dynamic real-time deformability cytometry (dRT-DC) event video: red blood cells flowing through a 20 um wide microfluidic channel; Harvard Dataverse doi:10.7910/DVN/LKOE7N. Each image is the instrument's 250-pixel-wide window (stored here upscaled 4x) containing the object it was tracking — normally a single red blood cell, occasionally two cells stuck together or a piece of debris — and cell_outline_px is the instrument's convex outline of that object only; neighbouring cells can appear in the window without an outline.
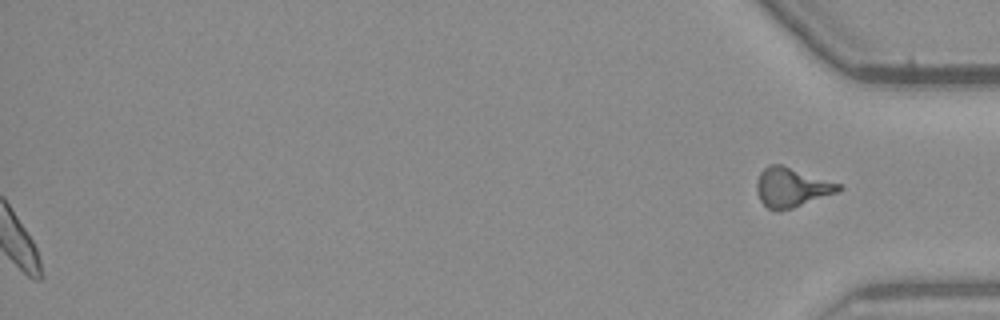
{"species": "common noctule bat (a hibernating species)", "species_latin": "Nyctalus noctula", "temperature_condition": "warm", "stored_images_in_passage": 40, "camera_frame_rate_fps": 3000, "um_per_image_px": 0.085, "animal": {"sex": "male", "body_mass_g": 23.1, "forearm_length_mm": 52.7}, "frame": {"image": 1, "passage_image": 40, "time_ms": 13.0, "image_size_px": [1000, 320], "cell_outline_px": [[844, 188], [836, 192], [792, 208], [780, 212], [776, 212], [768, 208], [760, 200], [756, 188], [756, 180], [760, 172], [768, 164], [780, 164], [844, 184]], "centroid_in_image_um": [67.28, 15.92], "position_along_channel_um": 367.9, "area_um2": 18.96}, "authors_computed_cell_mechanics": {"area_um2": 16.7042, "velocity_mm_per_s": 3.7016, "shape_relaxation_time_tau1_ms": 1.9443, "shape_relaxation_time_tau2_ms": 2.013, "deformation_change_tau1": 0.0794, "deformation_change_tau2": 0.0656}}